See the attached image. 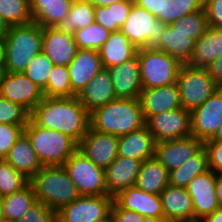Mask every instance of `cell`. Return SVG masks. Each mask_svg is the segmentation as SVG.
I'll return each instance as SVG.
<instances>
[{"mask_svg": "<svg viewBox=\"0 0 222 222\" xmlns=\"http://www.w3.org/2000/svg\"><path fill=\"white\" fill-rule=\"evenodd\" d=\"M215 84L222 88V55L206 67Z\"/></svg>", "mask_w": 222, "mask_h": 222, "instance_id": "f907efd6", "label": "cell"}, {"mask_svg": "<svg viewBox=\"0 0 222 222\" xmlns=\"http://www.w3.org/2000/svg\"><path fill=\"white\" fill-rule=\"evenodd\" d=\"M156 18L166 24L176 22L174 0H163L162 14H158Z\"/></svg>", "mask_w": 222, "mask_h": 222, "instance_id": "681fc988", "label": "cell"}, {"mask_svg": "<svg viewBox=\"0 0 222 222\" xmlns=\"http://www.w3.org/2000/svg\"><path fill=\"white\" fill-rule=\"evenodd\" d=\"M67 68L72 92L77 95L104 67L98 50L78 49Z\"/></svg>", "mask_w": 222, "mask_h": 222, "instance_id": "7402d4cb", "label": "cell"}, {"mask_svg": "<svg viewBox=\"0 0 222 222\" xmlns=\"http://www.w3.org/2000/svg\"><path fill=\"white\" fill-rule=\"evenodd\" d=\"M30 180L4 159H0V197L22 190Z\"/></svg>", "mask_w": 222, "mask_h": 222, "instance_id": "f35d334b", "label": "cell"}, {"mask_svg": "<svg viewBox=\"0 0 222 222\" xmlns=\"http://www.w3.org/2000/svg\"><path fill=\"white\" fill-rule=\"evenodd\" d=\"M156 141L149 129L144 127L119 136L118 156L145 161L155 155Z\"/></svg>", "mask_w": 222, "mask_h": 222, "instance_id": "484cf974", "label": "cell"}, {"mask_svg": "<svg viewBox=\"0 0 222 222\" xmlns=\"http://www.w3.org/2000/svg\"><path fill=\"white\" fill-rule=\"evenodd\" d=\"M133 3V0H122L109 6L95 7V22L111 32H118L129 16Z\"/></svg>", "mask_w": 222, "mask_h": 222, "instance_id": "e575fe53", "label": "cell"}, {"mask_svg": "<svg viewBox=\"0 0 222 222\" xmlns=\"http://www.w3.org/2000/svg\"><path fill=\"white\" fill-rule=\"evenodd\" d=\"M26 125L0 124V159H4Z\"/></svg>", "mask_w": 222, "mask_h": 222, "instance_id": "b9f144b4", "label": "cell"}, {"mask_svg": "<svg viewBox=\"0 0 222 222\" xmlns=\"http://www.w3.org/2000/svg\"><path fill=\"white\" fill-rule=\"evenodd\" d=\"M63 166L80 195H108L105 170L97 167L78 149Z\"/></svg>", "mask_w": 222, "mask_h": 222, "instance_id": "ba28073f", "label": "cell"}, {"mask_svg": "<svg viewBox=\"0 0 222 222\" xmlns=\"http://www.w3.org/2000/svg\"><path fill=\"white\" fill-rule=\"evenodd\" d=\"M5 74H6L5 65H0V85L4 79Z\"/></svg>", "mask_w": 222, "mask_h": 222, "instance_id": "94428289", "label": "cell"}, {"mask_svg": "<svg viewBox=\"0 0 222 222\" xmlns=\"http://www.w3.org/2000/svg\"><path fill=\"white\" fill-rule=\"evenodd\" d=\"M98 222H115V221H114V218L112 217V215L110 214L109 216H107L106 218H104Z\"/></svg>", "mask_w": 222, "mask_h": 222, "instance_id": "6125c7cd", "label": "cell"}, {"mask_svg": "<svg viewBox=\"0 0 222 222\" xmlns=\"http://www.w3.org/2000/svg\"><path fill=\"white\" fill-rule=\"evenodd\" d=\"M141 222H169L164 216L144 217Z\"/></svg>", "mask_w": 222, "mask_h": 222, "instance_id": "680465c9", "label": "cell"}, {"mask_svg": "<svg viewBox=\"0 0 222 222\" xmlns=\"http://www.w3.org/2000/svg\"><path fill=\"white\" fill-rule=\"evenodd\" d=\"M111 33L102 25L94 22L84 29H78L73 37L78 49L98 50Z\"/></svg>", "mask_w": 222, "mask_h": 222, "instance_id": "8d00e7d4", "label": "cell"}, {"mask_svg": "<svg viewBox=\"0 0 222 222\" xmlns=\"http://www.w3.org/2000/svg\"><path fill=\"white\" fill-rule=\"evenodd\" d=\"M6 47L4 40L0 41V65H5Z\"/></svg>", "mask_w": 222, "mask_h": 222, "instance_id": "6f0895ef", "label": "cell"}, {"mask_svg": "<svg viewBox=\"0 0 222 222\" xmlns=\"http://www.w3.org/2000/svg\"><path fill=\"white\" fill-rule=\"evenodd\" d=\"M164 217L169 222H185L194 219L193 201L186 188L168 185L161 193Z\"/></svg>", "mask_w": 222, "mask_h": 222, "instance_id": "d4e9b609", "label": "cell"}, {"mask_svg": "<svg viewBox=\"0 0 222 222\" xmlns=\"http://www.w3.org/2000/svg\"><path fill=\"white\" fill-rule=\"evenodd\" d=\"M29 115L20 104L0 96V124L27 125Z\"/></svg>", "mask_w": 222, "mask_h": 222, "instance_id": "60d3db41", "label": "cell"}, {"mask_svg": "<svg viewBox=\"0 0 222 222\" xmlns=\"http://www.w3.org/2000/svg\"><path fill=\"white\" fill-rule=\"evenodd\" d=\"M216 196L218 198V204L222 208V174H216Z\"/></svg>", "mask_w": 222, "mask_h": 222, "instance_id": "f5cc1de1", "label": "cell"}, {"mask_svg": "<svg viewBox=\"0 0 222 222\" xmlns=\"http://www.w3.org/2000/svg\"><path fill=\"white\" fill-rule=\"evenodd\" d=\"M185 222H204L203 219H193V220H189V221H185Z\"/></svg>", "mask_w": 222, "mask_h": 222, "instance_id": "e7e4bbea", "label": "cell"}, {"mask_svg": "<svg viewBox=\"0 0 222 222\" xmlns=\"http://www.w3.org/2000/svg\"><path fill=\"white\" fill-rule=\"evenodd\" d=\"M203 8L209 26L222 29V0H204Z\"/></svg>", "mask_w": 222, "mask_h": 222, "instance_id": "bcb514c9", "label": "cell"}, {"mask_svg": "<svg viewBox=\"0 0 222 222\" xmlns=\"http://www.w3.org/2000/svg\"><path fill=\"white\" fill-rule=\"evenodd\" d=\"M208 141H222V123L220 124L216 134L211 140Z\"/></svg>", "mask_w": 222, "mask_h": 222, "instance_id": "91938a15", "label": "cell"}, {"mask_svg": "<svg viewBox=\"0 0 222 222\" xmlns=\"http://www.w3.org/2000/svg\"><path fill=\"white\" fill-rule=\"evenodd\" d=\"M73 0H30L32 21L42 28L55 27L69 13Z\"/></svg>", "mask_w": 222, "mask_h": 222, "instance_id": "f546056e", "label": "cell"}, {"mask_svg": "<svg viewBox=\"0 0 222 222\" xmlns=\"http://www.w3.org/2000/svg\"><path fill=\"white\" fill-rule=\"evenodd\" d=\"M42 51L54 65L68 66L78 51L71 34L58 31L55 27L42 28Z\"/></svg>", "mask_w": 222, "mask_h": 222, "instance_id": "ffe728a7", "label": "cell"}, {"mask_svg": "<svg viewBox=\"0 0 222 222\" xmlns=\"http://www.w3.org/2000/svg\"><path fill=\"white\" fill-rule=\"evenodd\" d=\"M94 7L109 6L122 0H88Z\"/></svg>", "mask_w": 222, "mask_h": 222, "instance_id": "11a10c76", "label": "cell"}, {"mask_svg": "<svg viewBox=\"0 0 222 222\" xmlns=\"http://www.w3.org/2000/svg\"><path fill=\"white\" fill-rule=\"evenodd\" d=\"M145 125L156 142L189 137L192 135L191 111L182 107L166 111L149 117Z\"/></svg>", "mask_w": 222, "mask_h": 222, "instance_id": "8fae6325", "label": "cell"}, {"mask_svg": "<svg viewBox=\"0 0 222 222\" xmlns=\"http://www.w3.org/2000/svg\"><path fill=\"white\" fill-rule=\"evenodd\" d=\"M133 1L134 4H136L139 7L145 8L155 17H157L158 14H162L163 0H133Z\"/></svg>", "mask_w": 222, "mask_h": 222, "instance_id": "816d5d0a", "label": "cell"}, {"mask_svg": "<svg viewBox=\"0 0 222 222\" xmlns=\"http://www.w3.org/2000/svg\"><path fill=\"white\" fill-rule=\"evenodd\" d=\"M45 97H73L67 66L55 65L50 72L47 86L42 90Z\"/></svg>", "mask_w": 222, "mask_h": 222, "instance_id": "74e56055", "label": "cell"}, {"mask_svg": "<svg viewBox=\"0 0 222 222\" xmlns=\"http://www.w3.org/2000/svg\"><path fill=\"white\" fill-rule=\"evenodd\" d=\"M139 101L145 121L151 116L182 107L176 83L155 88H143Z\"/></svg>", "mask_w": 222, "mask_h": 222, "instance_id": "d6986e66", "label": "cell"}, {"mask_svg": "<svg viewBox=\"0 0 222 222\" xmlns=\"http://www.w3.org/2000/svg\"><path fill=\"white\" fill-rule=\"evenodd\" d=\"M209 27L204 8L189 15H185V29L190 37L197 41Z\"/></svg>", "mask_w": 222, "mask_h": 222, "instance_id": "ee69618b", "label": "cell"}, {"mask_svg": "<svg viewBox=\"0 0 222 222\" xmlns=\"http://www.w3.org/2000/svg\"><path fill=\"white\" fill-rule=\"evenodd\" d=\"M0 16L8 26L32 22L30 0H0Z\"/></svg>", "mask_w": 222, "mask_h": 222, "instance_id": "d590c367", "label": "cell"}, {"mask_svg": "<svg viewBox=\"0 0 222 222\" xmlns=\"http://www.w3.org/2000/svg\"><path fill=\"white\" fill-rule=\"evenodd\" d=\"M143 88H155L176 83L182 64L164 51L153 47L137 49Z\"/></svg>", "mask_w": 222, "mask_h": 222, "instance_id": "8992f818", "label": "cell"}, {"mask_svg": "<svg viewBox=\"0 0 222 222\" xmlns=\"http://www.w3.org/2000/svg\"><path fill=\"white\" fill-rule=\"evenodd\" d=\"M208 157L203 147L194 157L190 158L182 166L169 172V185L186 188L197 175L208 171Z\"/></svg>", "mask_w": 222, "mask_h": 222, "instance_id": "836d02e7", "label": "cell"}, {"mask_svg": "<svg viewBox=\"0 0 222 222\" xmlns=\"http://www.w3.org/2000/svg\"><path fill=\"white\" fill-rule=\"evenodd\" d=\"M54 63L41 51L27 65L23 73L42 90L47 86Z\"/></svg>", "mask_w": 222, "mask_h": 222, "instance_id": "ab89813d", "label": "cell"}, {"mask_svg": "<svg viewBox=\"0 0 222 222\" xmlns=\"http://www.w3.org/2000/svg\"><path fill=\"white\" fill-rule=\"evenodd\" d=\"M204 222H222V208L216 209L212 214L203 218Z\"/></svg>", "mask_w": 222, "mask_h": 222, "instance_id": "db71d44e", "label": "cell"}, {"mask_svg": "<svg viewBox=\"0 0 222 222\" xmlns=\"http://www.w3.org/2000/svg\"><path fill=\"white\" fill-rule=\"evenodd\" d=\"M36 201L34 189L30 183L20 191L2 197L1 204L4 221H18Z\"/></svg>", "mask_w": 222, "mask_h": 222, "instance_id": "d6a6232c", "label": "cell"}, {"mask_svg": "<svg viewBox=\"0 0 222 222\" xmlns=\"http://www.w3.org/2000/svg\"><path fill=\"white\" fill-rule=\"evenodd\" d=\"M222 55V29L208 27L206 32L195 41L192 57L188 65L206 68Z\"/></svg>", "mask_w": 222, "mask_h": 222, "instance_id": "4316f807", "label": "cell"}, {"mask_svg": "<svg viewBox=\"0 0 222 222\" xmlns=\"http://www.w3.org/2000/svg\"><path fill=\"white\" fill-rule=\"evenodd\" d=\"M42 27L30 22L9 26L4 39L6 72H23L28 63L42 51Z\"/></svg>", "mask_w": 222, "mask_h": 222, "instance_id": "277c9868", "label": "cell"}, {"mask_svg": "<svg viewBox=\"0 0 222 222\" xmlns=\"http://www.w3.org/2000/svg\"><path fill=\"white\" fill-rule=\"evenodd\" d=\"M0 222H4L3 210H2V204H1V197H0Z\"/></svg>", "mask_w": 222, "mask_h": 222, "instance_id": "be15d7a7", "label": "cell"}, {"mask_svg": "<svg viewBox=\"0 0 222 222\" xmlns=\"http://www.w3.org/2000/svg\"><path fill=\"white\" fill-rule=\"evenodd\" d=\"M91 127L99 132L122 136L145 126L139 98H117L90 113Z\"/></svg>", "mask_w": 222, "mask_h": 222, "instance_id": "7a4b0ae2", "label": "cell"}, {"mask_svg": "<svg viewBox=\"0 0 222 222\" xmlns=\"http://www.w3.org/2000/svg\"><path fill=\"white\" fill-rule=\"evenodd\" d=\"M169 185V171L155 158L142 162L135 186L147 193L160 195Z\"/></svg>", "mask_w": 222, "mask_h": 222, "instance_id": "4dcf8cb0", "label": "cell"}, {"mask_svg": "<svg viewBox=\"0 0 222 222\" xmlns=\"http://www.w3.org/2000/svg\"><path fill=\"white\" fill-rule=\"evenodd\" d=\"M216 173L210 169L197 175L186 187L193 201L194 219H203L220 208L215 191Z\"/></svg>", "mask_w": 222, "mask_h": 222, "instance_id": "e0dca14e", "label": "cell"}, {"mask_svg": "<svg viewBox=\"0 0 222 222\" xmlns=\"http://www.w3.org/2000/svg\"><path fill=\"white\" fill-rule=\"evenodd\" d=\"M104 68L118 66L133 58L137 48L121 32H112L106 42L98 49Z\"/></svg>", "mask_w": 222, "mask_h": 222, "instance_id": "f1b7e54d", "label": "cell"}, {"mask_svg": "<svg viewBox=\"0 0 222 222\" xmlns=\"http://www.w3.org/2000/svg\"><path fill=\"white\" fill-rule=\"evenodd\" d=\"M30 184L36 200L55 212L81 196L64 166H43Z\"/></svg>", "mask_w": 222, "mask_h": 222, "instance_id": "3957f363", "label": "cell"}, {"mask_svg": "<svg viewBox=\"0 0 222 222\" xmlns=\"http://www.w3.org/2000/svg\"><path fill=\"white\" fill-rule=\"evenodd\" d=\"M16 222H57V213L45 204L36 201Z\"/></svg>", "mask_w": 222, "mask_h": 222, "instance_id": "7bdbcfd3", "label": "cell"}, {"mask_svg": "<svg viewBox=\"0 0 222 222\" xmlns=\"http://www.w3.org/2000/svg\"><path fill=\"white\" fill-rule=\"evenodd\" d=\"M8 29L9 26L0 16V41L5 39Z\"/></svg>", "mask_w": 222, "mask_h": 222, "instance_id": "9f6ffc18", "label": "cell"}, {"mask_svg": "<svg viewBox=\"0 0 222 222\" xmlns=\"http://www.w3.org/2000/svg\"><path fill=\"white\" fill-rule=\"evenodd\" d=\"M143 161L117 156L105 169L108 195L114 197L120 191L135 186Z\"/></svg>", "mask_w": 222, "mask_h": 222, "instance_id": "cb8c5ba5", "label": "cell"}, {"mask_svg": "<svg viewBox=\"0 0 222 222\" xmlns=\"http://www.w3.org/2000/svg\"><path fill=\"white\" fill-rule=\"evenodd\" d=\"M176 84L182 108L192 111L201 106L219 88L206 68L182 64Z\"/></svg>", "mask_w": 222, "mask_h": 222, "instance_id": "52a82bcc", "label": "cell"}, {"mask_svg": "<svg viewBox=\"0 0 222 222\" xmlns=\"http://www.w3.org/2000/svg\"><path fill=\"white\" fill-rule=\"evenodd\" d=\"M118 139V136L99 132L90 126L78 143V150L105 170L118 156Z\"/></svg>", "mask_w": 222, "mask_h": 222, "instance_id": "5bb4252c", "label": "cell"}, {"mask_svg": "<svg viewBox=\"0 0 222 222\" xmlns=\"http://www.w3.org/2000/svg\"><path fill=\"white\" fill-rule=\"evenodd\" d=\"M204 148L207 152L209 169L216 174H222V141H206Z\"/></svg>", "mask_w": 222, "mask_h": 222, "instance_id": "f6af8a7d", "label": "cell"}, {"mask_svg": "<svg viewBox=\"0 0 222 222\" xmlns=\"http://www.w3.org/2000/svg\"><path fill=\"white\" fill-rule=\"evenodd\" d=\"M195 40L185 29V16L177 22L167 24L159 42L153 47L164 51L181 64H188L192 57Z\"/></svg>", "mask_w": 222, "mask_h": 222, "instance_id": "2e32d148", "label": "cell"}, {"mask_svg": "<svg viewBox=\"0 0 222 222\" xmlns=\"http://www.w3.org/2000/svg\"><path fill=\"white\" fill-rule=\"evenodd\" d=\"M76 97L89 113L117 99L108 69L98 72Z\"/></svg>", "mask_w": 222, "mask_h": 222, "instance_id": "603a6c76", "label": "cell"}, {"mask_svg": "<svg viewBox=\"0 0 222 222\" xmlns=\"http://www.w3.org/2000/svg\"><path fill=\"white\" fill-rule=\"evenodd\" d=\"M23 133L43 166H63L78 149V143L70 136L36 125L30 118Z\"/></svg>", "mask_w": 222, "mask_h": 222, "instance_id": "5b68a950", "label": "cell"}, {"mask_svg": "<svg viewBox=\"0 0 222 222\" xmlns=\"http://www.w3.org/2000/svg\"><path fill=\"white\" fill-rule=\"evenodd\" d=\"M222 123V88L215 92L199 107L191 111L192 136L203 143L211 140Z\"/></svg>", "mask_w": 222, "mask_h": 222, "instance_id": "7c38bea8", "label": "cell"}, {"mask_svg": "<svg viewBox=\"0 0 222 222\" xmlns=\"http://www.w3.org/2000/svg\"><path fill=\"white\" fill-rule=\"evenodd\" d=\"M29 118L45 128L57 130L79 143L87 134L90 113L73 97H45L30 112Z\"/></svg>", "mask_w": 222, "mask_h": 222, "instance_id": "6da1fadb", "label": "cell"}, {"mask_svg": "<svg viewBox=\"0 0 222 222\" xmlns=\"http://www.w3.org/2000/svg\"><path fill=\"white\" fill-rule=\"evenodd\" d=\"M4 160L29 180L43 167L24 133L17 139Z\"/></svg>", "mask_w": 222, "mask_h": 222, "instance_id": "83f0119b", "label": "cell"}, {"mask_svg": "<svg viewBox=\"0 0 222 222\" xmlns=\"http://www.w3.org/2000/svg\"><path fill=\"white\" fill-rule=\"evenodd\" d=\"M95 7L88 0H73L69 13L55 25L58 31L73 35L95 22Z\"/></svg>", "mask_w": 222, "mask_h": 222, "instance_id": "1f68e13d", "label": "cell"}, {"mask_svg": "<svg viewBox=\"0 0 222 222\" xmlns=\"http://www.w3.org/2000/svg\"><path fill=\"white\" fill-rule=\"evenodd\" d=\"M114 197L81 195L57 211V222H98L111 214Z\"/></svg>", "mask_w": 222, "mask_h": 222, "instance_id": "30bf717a", "label": "cell"}, {"mask_svg": "<svg viewBox=\"0 0 222 222\" xmlns=\"http://www.w3.org/2000/svg\"><path fill=\"white\" fill-rule=\"evenodd\" d=\"M107 69L110 73L114 93L117 98H139L143 86L141 83L140 64L137 54L130 60Z\"/></svg>", "mask_w": 222, "mask_h": 222, "instance_id": "ac0fdd59", "label": "cell"}, {"mask_svg": "<svg viewBox=\"0 0 222 222\" xmlns=\"http://www.w3.org/2000/svg\"><path fill=\"white\" fill-rule=\"evenodd\" d=\"M0 96L20 104L29 113L44 98L42 89L23 72H6L0 85Z\"/></svg>", "mask_w": 222, "mask_h": 222, "instance_id": "4fadbf2b", "label": "cell"}, {"mask_svg": "<svg viewBox=\"0 0 222 222\" xmlns=\"http://www.w3.org/2000/svg\"><path fill=\"white\" fill-rule=\"evenodd\" d=\"M204 0H174L176 22L185 15L203 9Z\"/></svg>", "mask_w": 222, "mask_h": 222, "instance_id": "7dc6e473", "label": "cell"}, {"mask_svg": "<svg viewBox=\"0 0 222 222\" xmlns=\"http://www.w3.org/2000/svg\"><path fill=\"white\" fill-rule=\"evenodd\" d=\"M111 215L115 222H141L144 219V216L135 211L121 208L115 201L111 208Z\"/></svg>", "mask_w": 222, "mask_h": 222, "instance_id": "c3c4849f", "label": "cell"}, {"mask_svg": "<svg viewBox=\"0 0 222 222\" xmlns=\"http://www.w3.org/2000/svg\"><path fill=\"white\" fill-rule=\"evenodd\" d=\"M114 201L126 210L135 211L144 217L164 216L160 195L147 193L136 186L120 191Z\"/></svg>", "mask_w": 222, "mask_h": 222, "instance_id": "44dd1931", "label": "cell"}, {"mask_svg": "<svg viewBox=\"0 0 222 222\" xmlns=\"http://www.w3.org/2000/svg\"><path fill=\"white\" fill-rule=\"evenodd\" d=\"M204 143L194 136L156 142L154 157L170 172L194 157Z\"/></svg>", "mask_w": 222, "mask_h": 222, "instance_id": "9a60e30c", "label": "cell"}, {"mask_svg": "<svg viewBox=\"0 0 222 222\" xmlns=\"http://www.w3.org/2000/svg\"><path fill=\"white\" fill-rule=\"evenodd\" d=\"M166 25L145 8L133 3L120 31L137 49H141L154 47L159 42Z\"/></svg>", "mask_w": 222, "mask_h": 222, "instance_id": "9c48e42d", "label": "cell"}]
</instances>
